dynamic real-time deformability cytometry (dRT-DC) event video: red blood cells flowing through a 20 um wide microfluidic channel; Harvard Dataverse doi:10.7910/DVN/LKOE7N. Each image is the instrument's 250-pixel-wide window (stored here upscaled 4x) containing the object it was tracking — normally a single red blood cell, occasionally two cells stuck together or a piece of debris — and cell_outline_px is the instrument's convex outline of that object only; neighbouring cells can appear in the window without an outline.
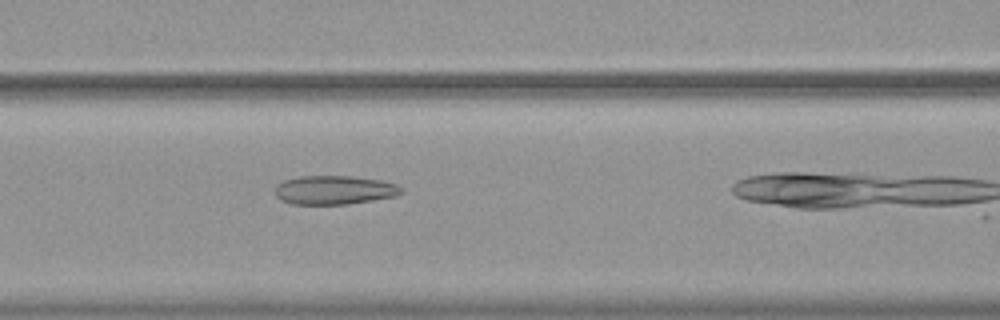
{"species": "common noctule bat (a hibernating species)", "species_latin": "Nyctalus noctula", "temperature_condition": "warm", "stored_images_in_passage": 23, "camera_frame_rate_fps": 3000, "um_per_image_px": 0.085, "animal": {"sex": "female", "body_mass_g": 19.9}, "frame": {"image": 1, "passage_image": 16, "time_ms": 5.0, "image_size_px": [1000, 320], "cell_outline_px": [[404, 192], [396, 196], [348, 204], [292, 204], [280, 200], [276, 196], [276, 184], [284, 180], [300, 176], [352, 176], [380, 180], [396, 184], [404, 188]], "centroid_in_image_um": [28.43, 16.15], "position_along_channel_um": 138.2, "area_um2": 21.33}}
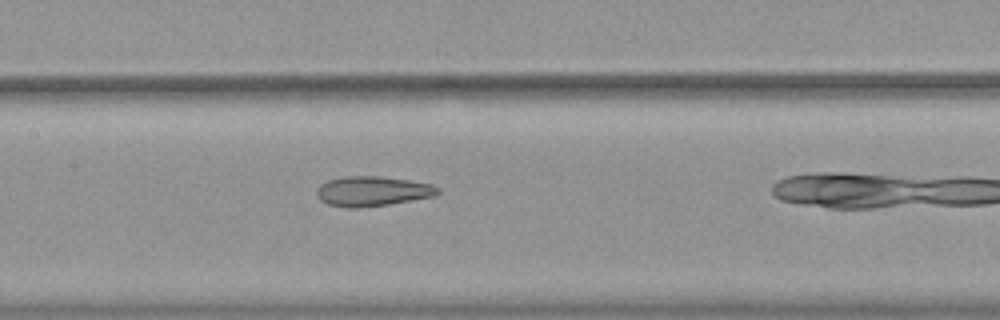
{"frame": {"image": 2, "passage_image": 19, "time_ms": 6.0, "image_size_px": [1000, 320], "cell_outline_px": [[440, 192], [436, 196], [388, 204], [356, 208], [348, 208], [328, 204], [320, 200], [316, 192], [316, 188], [320, 184], [328, 180], [340, 176], [380, 176], [408, 180], [432, 184], [440, 188]], "centroid_in_image_um": [31.65, 16.24], "position_along_channel_um": 175.8, "area_um2": 21.21}}
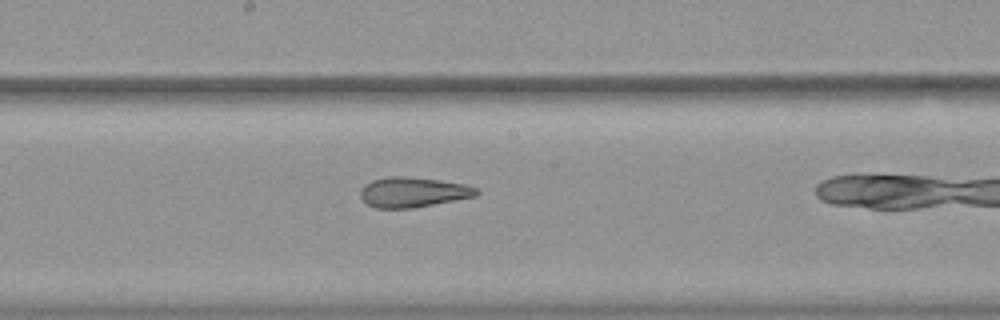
{"frame": {"image": 3, "passage_image": 22, "time_ms": 7.0, "image_size_px": [1000, 320], "cell_outline_px": [[480, 192], [476, 196], [412, 208], [376, 208], [368, 204], [360, 196], [360, 188], [364, 184], [372, 180], [388, 176], [400, 176], [436, 180], [464, 184], [476, 188]], "centroid_in_image_um": [35.06, 16.33], "position_along_channel_um": 213.1, "area_um2": 20.11}}